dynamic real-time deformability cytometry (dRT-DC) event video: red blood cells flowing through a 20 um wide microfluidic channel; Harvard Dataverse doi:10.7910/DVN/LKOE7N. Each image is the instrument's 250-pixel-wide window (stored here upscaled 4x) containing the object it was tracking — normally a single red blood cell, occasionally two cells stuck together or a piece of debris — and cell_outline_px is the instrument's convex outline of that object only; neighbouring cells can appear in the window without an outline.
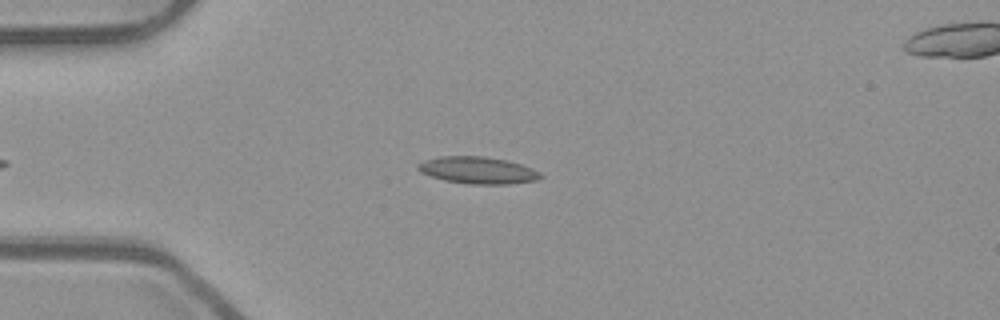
{"species": "common noctule bat (a hibernating species)", "species_latin": "Nyctalus noctula", "temperature_condition": "room temperature", "stored_images_in_passage": 42, "camera_frame_rate_fps": 3000, "um_per_image_px": 0.085, "animal": {"sex": "male", "body_mass_g": 23.1, "forearm_length_mm": 52.7}, "frame": {"image": 1, "passage_image": 8, "time_ms": 2.333, "image_size_px": [1000, 320], "cell_outline_px": [[544, 176], [536, 180], [508, 184], [472, 184], [444, 180], [420, 172], [416, 168], [416, 164], [424, 160], [440, 156], [484, 156], [508, 160], [532, 168], [540, 172]], "centroid_in_image_um": [40.6, 14.46], "position_along_channel_um": 44.4, "area_um2": 19.31}}
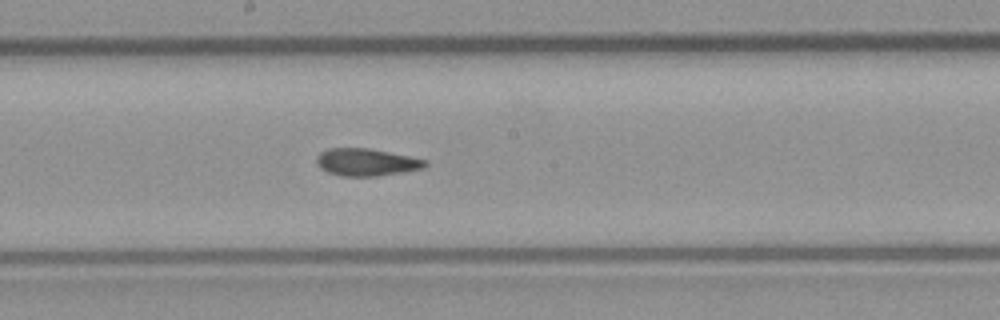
{"frame": {"image": 2, "passage_image": 23, "time_ms": 7.333, "image_size_px": [1000, 320], "cell_outline_px": [[428, 164], [424, 168], [376, 176], [340, 176], [328, 172], [320, 168], [316, 164], [316, 156], [320, 152], [328, 148], [368, 148], [428, 160]], "centroid_in_image_um": [31.1, 13.78], "position_along_channel_um": 217.1, "area_um2": 17.28}}
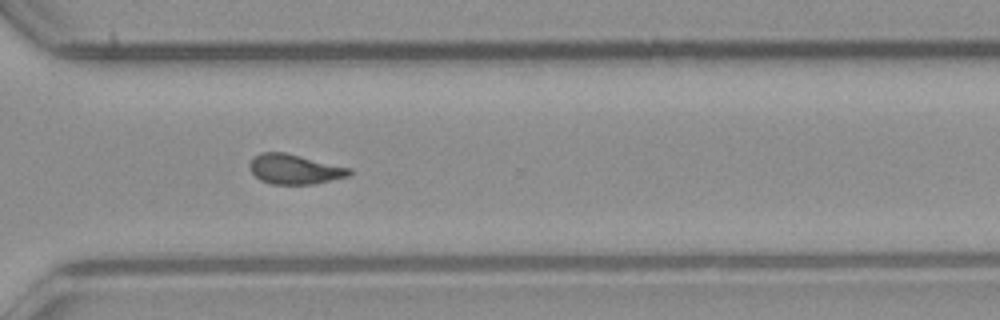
{"frame": {"image": 3, "passage_image": 33, "time_ms": 10.667, "image_size_px": [1000, 320], "cell_outline_px": [[352, 172], [348, 176], [312, 184], [272, 184], [260, 180], [248, 168], [248, 164], [252, 156], [260, 152], [284, 152], [352, 168]], "centroid_in_image_um": [25.0, 14.37], "position_along_channel_um": 345.6, "area_um2": 17.4}, "authors_computed_cell_mechanics": {"area_um2": 17.8313, "velocity_mm_per_s": 3.8744, "shape_relaxation_time_tau1_ms": null, "shape_relaxation_time_tau2_ms": 2.3947, "deformation_change_tau1": null, "deformation_change_tau2": 0.0949}}